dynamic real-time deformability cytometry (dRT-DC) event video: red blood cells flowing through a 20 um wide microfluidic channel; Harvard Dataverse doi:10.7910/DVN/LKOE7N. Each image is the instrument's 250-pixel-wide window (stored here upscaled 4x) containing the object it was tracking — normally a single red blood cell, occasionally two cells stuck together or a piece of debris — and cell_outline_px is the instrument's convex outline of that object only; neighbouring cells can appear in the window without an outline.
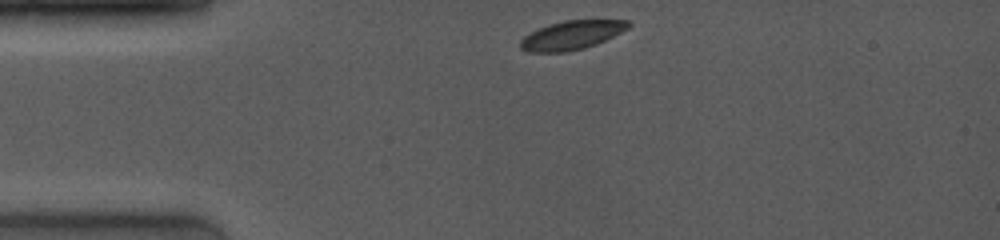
{"species": "common noctule bat (a hibernating species)", "species_latin": "Nyctalus noctula", "temperature_condition": "room temperature", "stored_images_in_passage": 27, "camera_frame_rate_fps": 4000, "um_per_image_px": 0.085, "animal": {"sex": "female", "body_mass_g": 19.0, "forearm_length_mm": 53.3}, "frame": {"image": 1, "passage_image": 1, "time_ms": 0.0, "image_size_px": [1000, 240], "cell_outline_px": [[632, 24], [628, 28], [596, 44], [584, 48], [568, 52], [528, 52], [520, 48], [520, 40], [524, 36], [548, 24], [564, 20], [596, 16], [628, 20]], "centroid_in_image_um": [48.68, 2.92], "position_along_channel_um": 36.3, "area_um2": 18.96}}
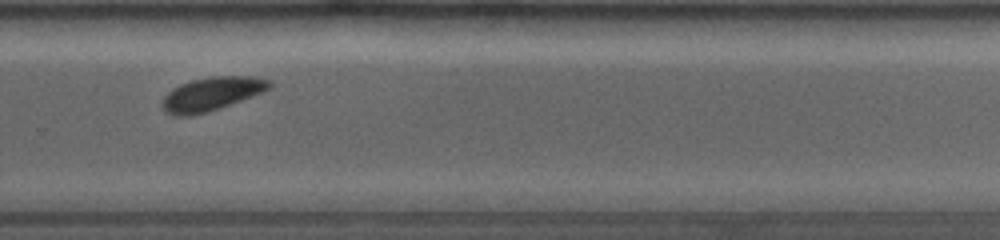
{"frame": {"image": 2, "passage_image": 19, "time_ms": 7.75, "image_size_px": [1000, 240], "cell_outline_px": [[272, 84], [268, 88], [260, 92], [220, 108], [188, 116], [176, 116], [164, 112], [164, 96], [168, 92], [180, 84], [192, 80], [212, 76], [248, 76], [272, 80]], "centroid_in_image_um": [17.97, 7.97], "position_along_channel_um": 311.8, "area_um2": 20.4}}
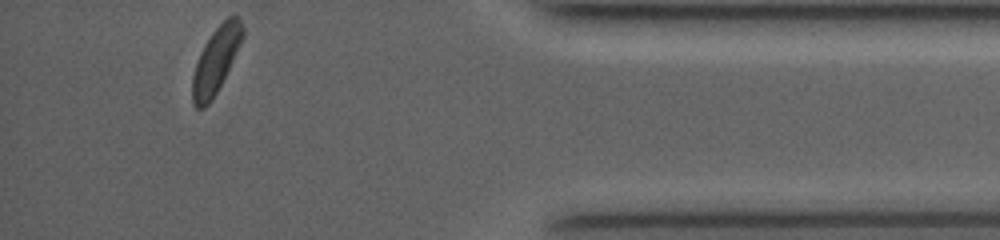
{"frame": {"image": 3, "passage_image": 27, "time_ms": 11.0, "image_size_px": [1000, 240], "cell_outline_px": [[244, 36], [212, 100], [204, 108], [196, 108], [192, 100], [192, 76], [200, 52], [212, 32], [228, 16], [236, 16], [240, 20], [244, 28]], "centroid_in_image_um": [18.34, 5.12], "position_along_channel_um": 416.9, "area_um2": 18.73}, "authors_computed_cell_mechanics": {"area_um2": 20.4034, "velocity_mm_per_s": 4.0282, "shape_relaxation_time_tau1_ms": 1.5014, "shape_relaxation_time_tau2_ms": null, "deformation_change_tau1": 0.0642, "deformation_change_tau2": null}}